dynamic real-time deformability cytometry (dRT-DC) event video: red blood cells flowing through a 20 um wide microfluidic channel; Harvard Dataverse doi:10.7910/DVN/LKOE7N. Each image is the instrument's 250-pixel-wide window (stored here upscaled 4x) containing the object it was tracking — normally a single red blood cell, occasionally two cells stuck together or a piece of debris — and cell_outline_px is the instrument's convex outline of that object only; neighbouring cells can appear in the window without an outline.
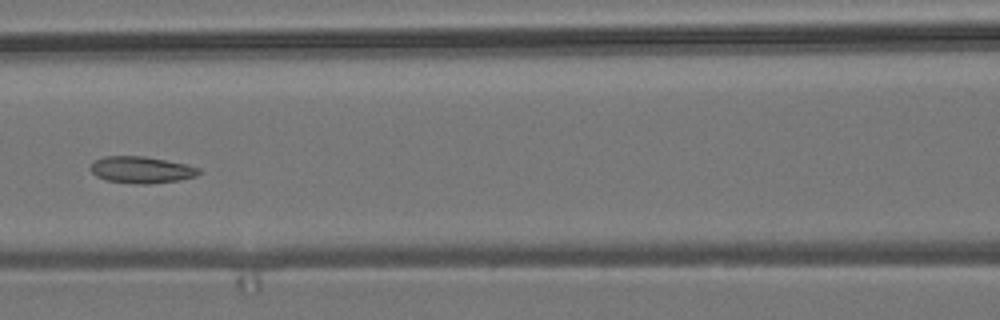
{"species": "common noctule bat (a hibernating species)", "species_latin": "Nyctalus noctula", "temperature_condition": "room temperature", "stored_images_in_passage": 7, "camera_frame_rate_fps": 3000, "um_per_image_px": 0.085, "animal": {"sex": "male", "body_mass_g": 19.2, "forearm_length_mm": 51.8}, "frame": {"image": 1, "passage_image": 7, "time_ms": 2.0, "image_size_px": [1000, 320], "cell_outline_px": [[200, 172], [196, 176], [180, 180], [148, 184], [136, 184], [104, 180], [96, 176], [88, 168], [92, 160], [104, 156], [144, 156], [184, 164], [200, 168]], "centroid_in_image_um": [11.94, 14.43], "position_along_channel_um": 154.7, "area_um2": 16.99}}